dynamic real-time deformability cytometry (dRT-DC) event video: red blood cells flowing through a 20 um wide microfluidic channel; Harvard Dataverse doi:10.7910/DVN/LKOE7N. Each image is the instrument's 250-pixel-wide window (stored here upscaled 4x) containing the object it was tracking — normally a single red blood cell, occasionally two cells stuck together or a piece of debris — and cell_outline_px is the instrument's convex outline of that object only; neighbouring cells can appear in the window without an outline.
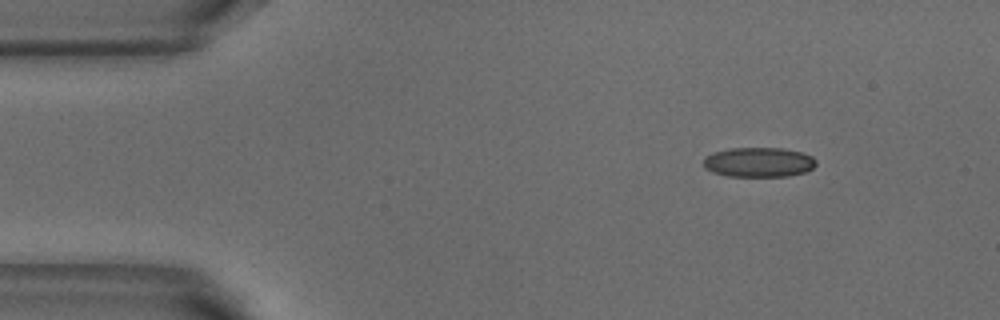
{"species": "common noctule bat (a hibernating species)", "species_latin": "Nyctalus noctula", "temperature_condition": "warm", "stored_images_in_passage": 3, "camera_frame_rate_fps": 3000, "um_per_image_px": 0.085, "animal": {"sex": "male", "body_mass_g": 18.8}, "frame": {"image": 1, "passage_image": 1, "time_ms": 0.0, "image_size_px": [1000, 320], "cell_outline_px": [[816, 164], [812, 168], [804, 172], [788, 176], [728, 176], [712, 172], [704, 168], [704, 156], [716, 152], [732, 148], [780, 148], [800, 152], [812, 156], [816, 160]], "centroid_in_image_um": [64.48, 13.79], "position_along_channel_um": 20.5, "area_um2": 19.36}}